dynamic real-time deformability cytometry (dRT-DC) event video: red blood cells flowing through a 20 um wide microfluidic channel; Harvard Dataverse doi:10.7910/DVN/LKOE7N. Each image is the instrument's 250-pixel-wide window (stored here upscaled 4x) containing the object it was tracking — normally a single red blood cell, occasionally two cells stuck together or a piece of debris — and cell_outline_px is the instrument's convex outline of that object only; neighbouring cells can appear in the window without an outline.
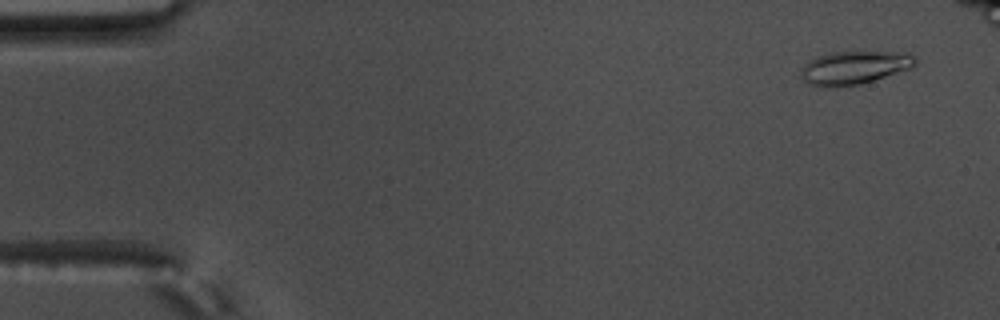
{"species": "common noctule bat (a hibernating species)", "species_latin": "Nyctalus noctula", "temperature_condition": "warm", "stored_images_in_passage": 52, "camera_frame_rate_fps": 3000, "um_per_image_px": 0.085, "animal": {"sex": "male", "body_mass_g": 17.5, "forearm_length_mm": 52.3}, "frame": {"image": 1, "passage_image": 4, "time_ms": 1.0, "image_size_px": [1000, 320], "cell_outline_px": [[916, 64], [912, 68], [860, 84], [808, 84], [800, 76], [800, 72], [804, 64], [808, 60], [816, 56], [832, 52], [908, 52], [916, 56]], "centroid_in_image_um": [72.67, 5.69], "position_along_channel_um": 12.3, "area_um2": 21.62}}
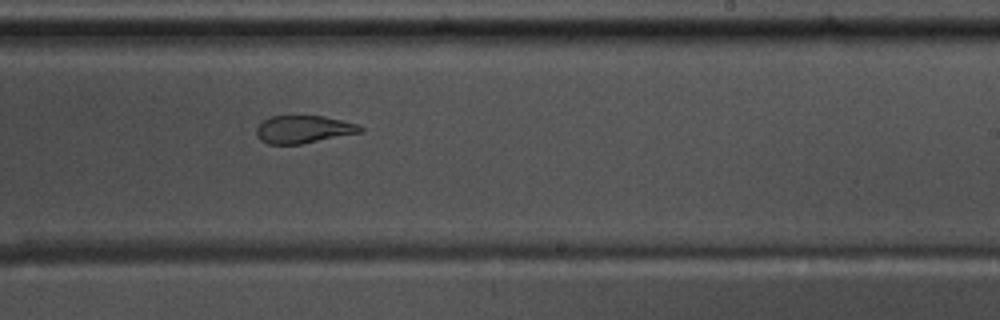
{"frame": {"image": 2, "passage_image": 36, "time_ms": 11.667, "image_size_px": [1000, 320], "cell_outline_px": [[364, 128], [360, 132], [300, 144], [268, 144], [260, 140], [256, 136], [256, 128], [264, 120], [272, 116], [324, 116], [356, 124]], "centroid_in_image_um": [25.74, 11.0], "position_along_channel_um": 263.3, "area_um2": 16.47}}
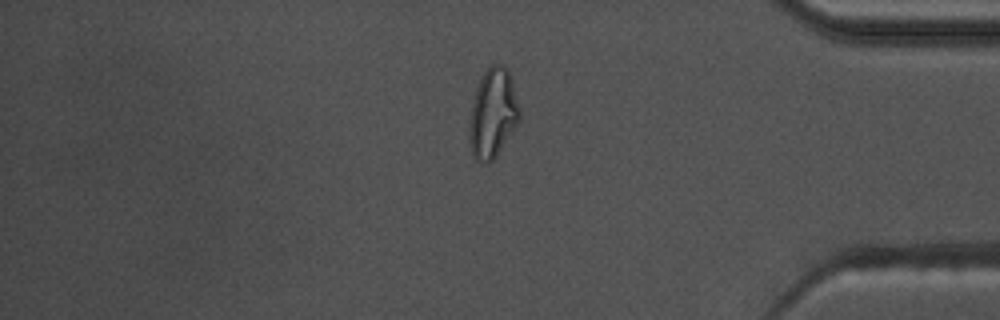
{"frame": {"image": 3, "passage_image": 49, "time_ms": 16.0, "image_size_px": [1000, 320], "cell_outline_px": [[520, 120], [496, 156], [488, 164], [480, 164], [476, 160], [472, 152], [468, 136], [472, 100], [476, 88], [484, 72], [492, 64], [500, 64], [508, 68], [512, 80], [520, 108]], "centroid_in_image_um": [41.89, 9.65], "position_along_channel_um": 393.3, "area_um2": 26.24}, "authors_computed_cell_mechanics": {"area_um2": 19.1607, "velocity_mm_per_s": 3.5686, "shape_relaxation_time_tau1_ms": null, "shape_relaxation_time_tau2_ms": 2.5434, "deformation_change_tau1": null, "deformation_change_tau2": 0.093}}